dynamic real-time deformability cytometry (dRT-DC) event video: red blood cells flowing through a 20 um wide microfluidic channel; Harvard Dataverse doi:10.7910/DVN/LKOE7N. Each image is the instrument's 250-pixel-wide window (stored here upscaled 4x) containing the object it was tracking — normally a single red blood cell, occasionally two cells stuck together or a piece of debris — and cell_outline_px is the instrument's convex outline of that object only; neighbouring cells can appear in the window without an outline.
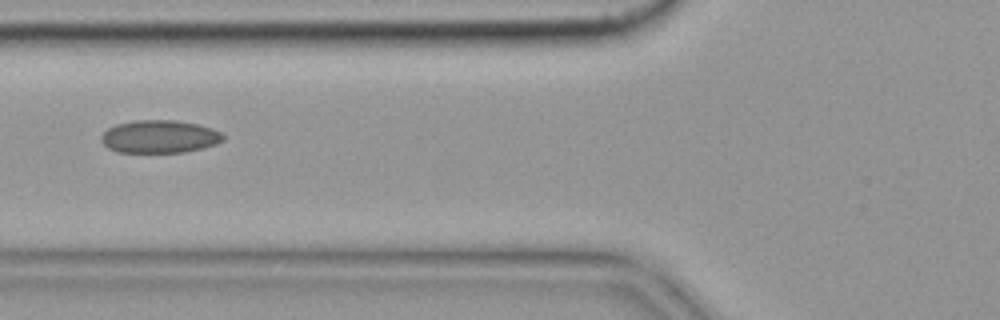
{"species": "common noctule bat (a hibernating species)", "species_latin": "Nyctalus noctula", "temperature_condition": "cold", "stored_images_in_passage": 24, "camera_frame_rate_fps": 3000, "um_per_image_px": 0.085, "animal": {"sex": "female", "body_mass_g": 19.9}, "frame": {"image": 1, "passage_image": 11, "time_ms": 3.333, "image_size_px": [1000, 320], "cell_outline_px": [[224, 140], [216, 144], [184, 152], [116, 152], [108, 148], [100, 140], [100, 136], [108, 128], [116, 124], [136, 120], [176, 120], [196, 124], [212, 128], [220, 132], [224, 136]], "centroid_in_image_um": [13.53, 11.61], "position_along_channel_um": 112.3, "area_um2": 23.29}}